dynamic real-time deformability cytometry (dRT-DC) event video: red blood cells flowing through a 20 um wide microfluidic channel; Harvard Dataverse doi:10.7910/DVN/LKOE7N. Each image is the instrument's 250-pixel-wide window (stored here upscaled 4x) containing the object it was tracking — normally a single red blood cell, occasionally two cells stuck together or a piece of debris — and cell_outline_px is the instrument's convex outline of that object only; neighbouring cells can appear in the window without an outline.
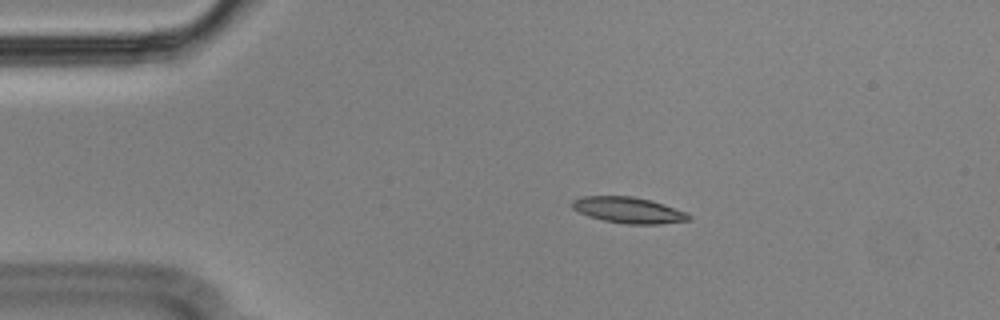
{"species": "Egyptian fruit bat (a non-hibernating species)", "species_latin": "Rousettus aegyptiacus", "temperature_condition": "cold", "stored_images_in_passage": 46, "segment_of_instrument_passage": [1, 2], "camera_frame_rate_fps": 3000, "um_per_image_px": 0.085, "animal": {"sex": "male"}, "frame": {"image": 1, "passage_image": 1, "time_ms": 0.0, "image_size_px": [1000, 320], "cell_outline_px": [[692, 220], [660, 224], [628, 224], [604, 220], [588, 216], [572, 208], [572, 200], [584, 196], [632, 196], [648, 200], [688, 212], [692, 216]], "centroid_in_image_um": [53.45, 17.87], "position_along_channel_um": 31.5, "area_um2": 17.57}}
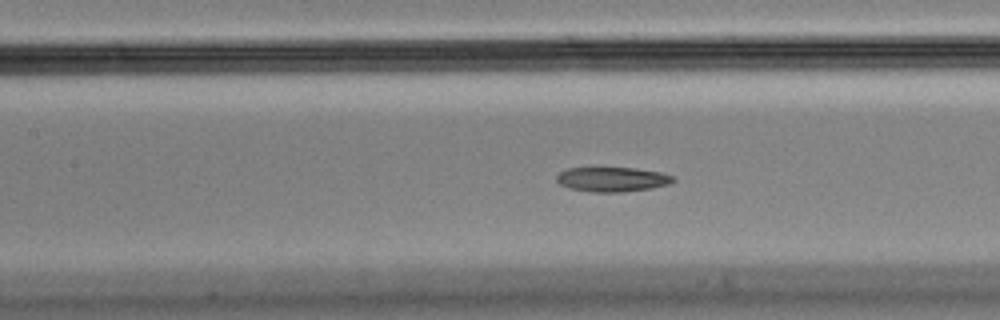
{"frame": {"image": 2, "passage_image": 15, "time_ms": 4.667, "image_size_px": [1000, 320], "cell_outline_px": [[676, 180], [668, 184], [652, 188], [624, 192], [592, 192], [572, 188], [560, 184], [556, 180], [556, 176], [560, 172], [568, 168], [636, 168], [660, 172], [672, 176]], "centroid_in_image_um": [52.05, 15.24], "position_along_channel_um": 155.3, "area_um2": 16.59}}
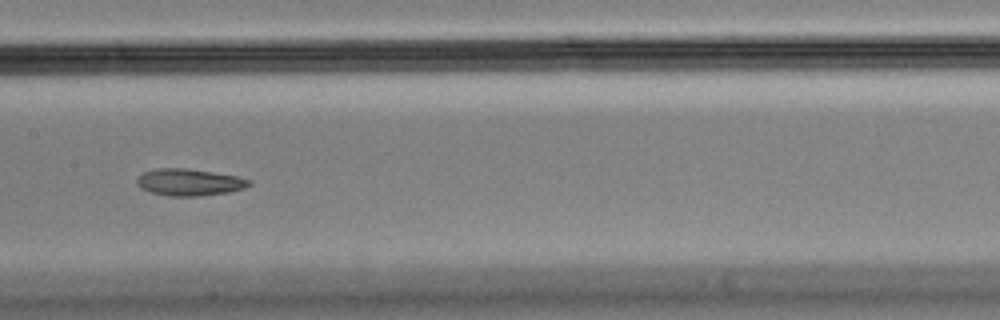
{"frame": {"image": 3, "passage_image": 18, "time_ms": 5.667, "image_size_px": [1000, 320], "cell_outline_px": [[252, 184], [244, 188], [228, 192], [200, 196], [168, 196], [152, 192], [140, 188], [136, 184], [136, 180], [144, 172], [160, 168], [184, 168], [212, 172], [236, 176], [252, 180]], "centroid_in_image_um": [16.1, 15.5], "position_along_channel_um": 191.3, "area_um2": 17.46}}